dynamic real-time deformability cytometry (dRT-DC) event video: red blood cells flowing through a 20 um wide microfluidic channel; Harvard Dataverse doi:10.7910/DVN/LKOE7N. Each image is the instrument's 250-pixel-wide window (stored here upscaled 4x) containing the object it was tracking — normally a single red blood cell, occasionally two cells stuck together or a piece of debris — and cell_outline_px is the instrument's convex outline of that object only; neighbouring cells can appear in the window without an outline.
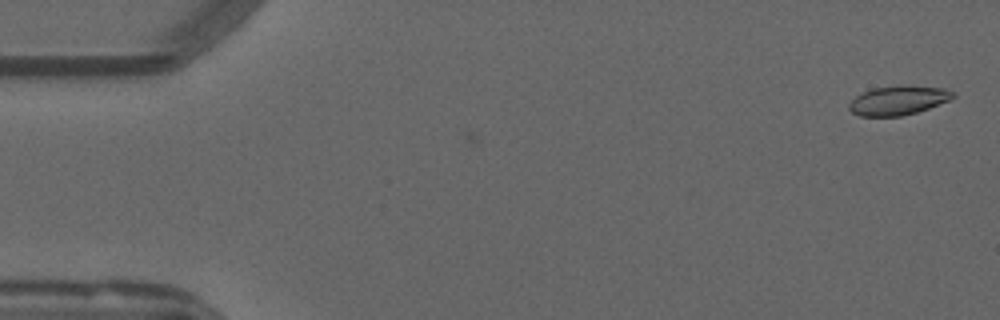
{"species": "common noctule bat (a hibernating species)", "species_latin": "Nyctalus noctula", "temperature_condition": "warm", "stored_images_in_passage": 2, "camera_frame_rate_fps": 3000, "um_per_image_px": 0.085, "animal": {"sex": "male", "forearm_length_mm": 52.5}, "frame": {"image": 1, "passage_image": 2, "time_ms": 0.333, "image_size_px": [1000, 320], "cell_outline_px": [[956, 96], [952, 100], [916, 112], [900, 116], [860, 116], [852, 112], [848, 108], [848, 104], [856, 96], [864, 92], [876, 88], [944, 88], [956, 92]], "centroid_in_image_um": [76.37, 8.58], "position_along_channel_um": 8.6, "area_um2": 16.82}}